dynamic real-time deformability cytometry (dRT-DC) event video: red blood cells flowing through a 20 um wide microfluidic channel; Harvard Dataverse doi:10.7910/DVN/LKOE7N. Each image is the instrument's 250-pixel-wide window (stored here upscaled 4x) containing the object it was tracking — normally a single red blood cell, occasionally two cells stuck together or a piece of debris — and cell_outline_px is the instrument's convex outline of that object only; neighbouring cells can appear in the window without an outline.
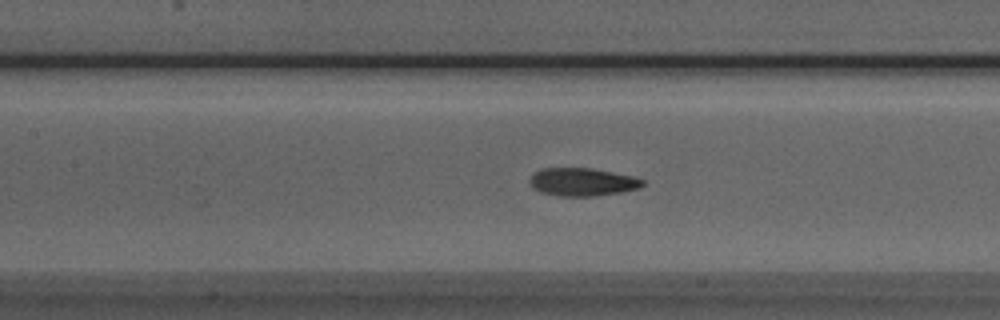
{"species": "Egyptian fruit bat (a non-hibernating species)", "species_latin": "Rousettus aegyptiacus", "temperature_condition": "room temperature", "stored_images_in_passage": 47, "camera_frame_rate_fps": 3000, "um_per_image_px": 0.085, "animal": {"sex": "male"}, "frame": {"image": 1, "passage_image": 18, "time_ms": 5.667, "image_size_px": [1000, 320], "cell_outline_px": [[644, 184], [640, 188], [620, 192], [596, 196], [560, 196], [540, 192], [532, 188], [528, 180], [536, 172], [544, 168], [592, 168], [632, 176], [644, 180]], "centroid_in_image_um": [49.49, 15.47], "position_along_channel_um": 157.9, "area_um2": 18.38}}
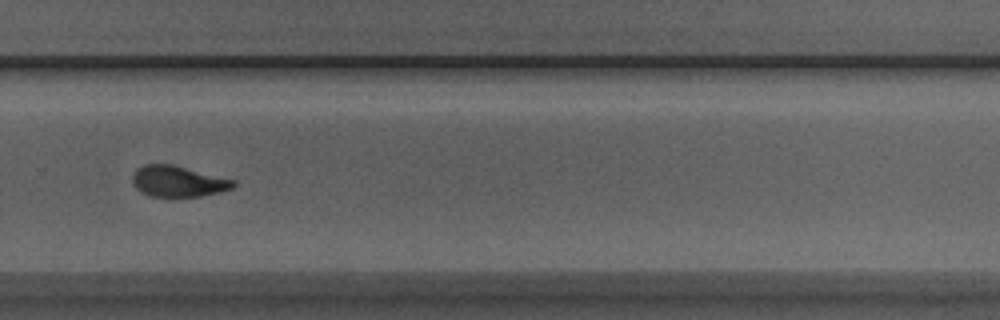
{"frame": {"image": 2, "passage_image": 30, "time_ms": 9.667, "image_size_px": [1000, 320], "cell_outline_px": [[236, 184], [232, 188], [220, 192], [200, 196], [148, 196], [136, 188], [132, 180], [132, 176], [136, 168], [144, 164], [172, 164], [236, 180]], "centroid_in_image_um": [15.13, 15.4], "position_along_channel_um": 314.7, "area_um2": 18.21}}
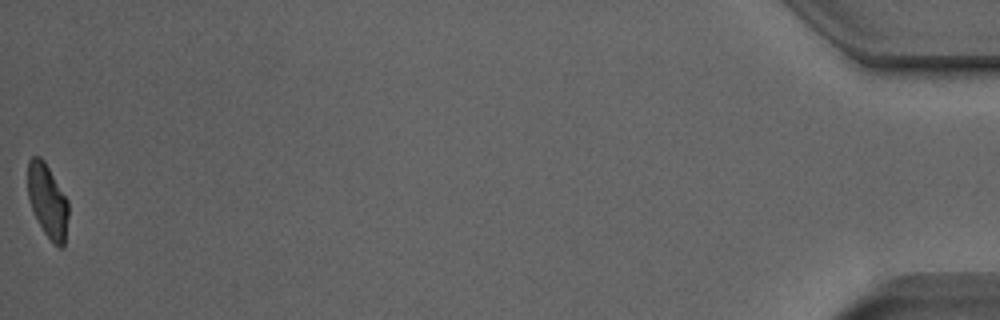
{"frame": {"image": 3, "passage_image": 47, "time_ms": 15.333, "image_size_px": [1000, 320], "cell_outline_px": [[68, 216], [64, 248], [60, 248], [44, 232], [32, 208], [28, 196], [28, 160], [32, 156], [40, 156], [44, 160], [68, 200]], "centroid_in_image_um": [4.05, 17.05], "position_along_channel_um": 431.1, "area_um2": 17.17}, "authors_computed_cell_mechanics": {"area_um2": 18.496, "velocity_mm_per_s": 3.931, "shape_relaxation_time_tau1_ms": 3.5213, "shape_relaxation_time_tau2_ms": 2.2015, "deformation_change_tau1": 0.1625, "deformation_change_tau2": 0.0801}}